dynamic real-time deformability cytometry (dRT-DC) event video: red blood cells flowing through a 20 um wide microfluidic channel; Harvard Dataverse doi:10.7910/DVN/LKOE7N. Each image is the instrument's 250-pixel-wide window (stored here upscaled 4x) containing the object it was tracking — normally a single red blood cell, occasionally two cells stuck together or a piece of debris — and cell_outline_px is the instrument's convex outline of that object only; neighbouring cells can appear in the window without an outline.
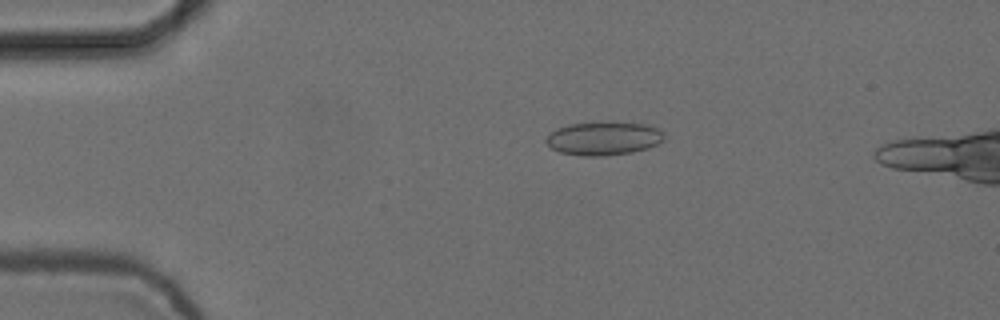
{"species": "common noctule bat (a hibernating species)", "species_latin": "Nyctalus noctula", "temperature_condition": "cold", "stored_images_in_passage": 6, "camera_frame_rate_fps": 3000, "um_per_image_px": 0.085, "animal": {"sex": "female", "body_mass_g": 24.6, "forearm_length_mm": 56.2}, "frame": {"image": 1, "passage_image": 4, "time_ms": 1.0, "image_size_px": [1000, 320], "cell_outline_px": [[664, 140], [648, 148], [632, 152], [604, 156], [584, 156], [560, 152], [552, 148], [544, 140], [556, 128], [568, 124], [600, 120], [612, 120], [648, 124], [660, 128], [664, 132]], "centroid_in_image_um": [51.35, 11.72], "position_along_channel_um": 33.7, "area_um2": 23.81}}